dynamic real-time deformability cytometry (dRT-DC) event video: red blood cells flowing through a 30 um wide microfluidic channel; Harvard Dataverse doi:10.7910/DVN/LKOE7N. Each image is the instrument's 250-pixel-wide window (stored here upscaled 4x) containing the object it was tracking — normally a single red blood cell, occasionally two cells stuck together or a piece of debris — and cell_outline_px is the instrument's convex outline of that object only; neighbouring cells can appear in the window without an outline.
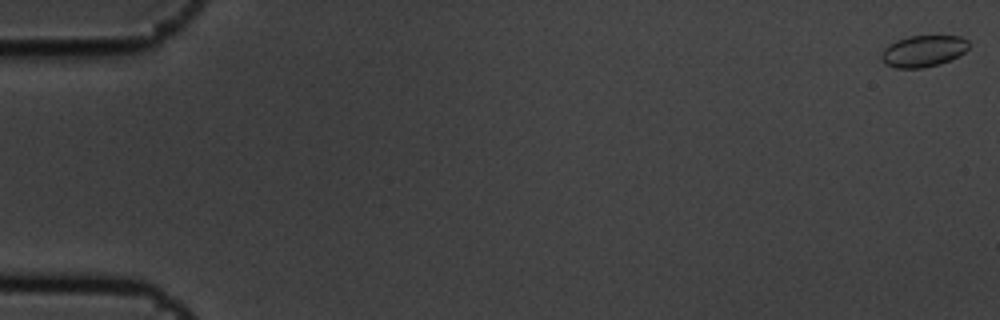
{"species": "common noctule bat (a hibernating species)", "species_latin": "Nyctalus noctula", "temperature_condition": "cold", "stored_images_in_passage": 8, "camera_frame_rate_fps": 3000, "um_per_image_px": 0.085, "animal": {"sex": "male", "body_mass_g": 19.5, "forearm_length_mm": 54.6}, "frame": {"image": 1, "passage_image": 1, "time_ms": 0.0, "image_size_px": [1000, 320], "cell_outline_px": [[968, 48], [964, 52], [940, 64], [920, 68], [896, 68], [884, 64], [880, 60], [880, 52], [888, 44], [896, 40], [908, 36], [960, 36], [968, 40]], "centroid_in_image_um": [78.41, 4.34], "position_along_channel_um": 6.6, "area_um2": 16.13}}
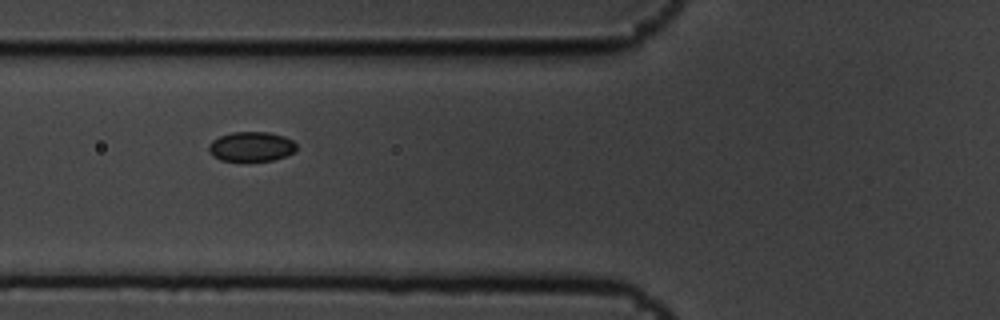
{"frame": {"image": 2, "passage_image": 7, "time_ms": 2.0, "image_size_px": [1000, 320], "cell_outline_px": [[296, 152], [272, 160], [220, 160], [212, 156], [208, 152], [208, 144], [212, 140], [220, 136], [232, 132], [268, 132], [284, 136], [292, 140], [296, 144]], "centroid_in_image_um": [21.34, 12.45], "position_along_channel_um": 104.5, "area_um2": 15.14}}
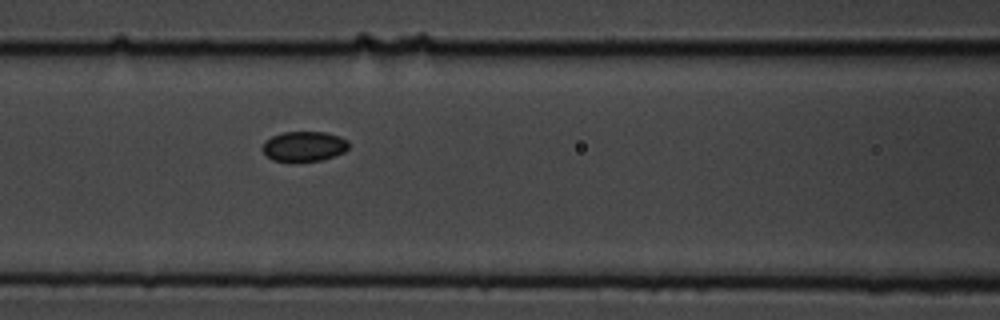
{"frame": {"image": 3, "passage_image": 8, "time_ms": 2.333, "image_size_px": [1000, 320], "cell_outline_px": [[348, 148], [344, 152], [320, 160], [272, 160], [260, 148], [264, 140], [272, 136], [284, 132], [324, 132], [340, 136], [348, 140]], "centroid_in_image_um": [25.83, 12.41], "position_along_channel_um": 140.8, "area_um2": 14.85}}